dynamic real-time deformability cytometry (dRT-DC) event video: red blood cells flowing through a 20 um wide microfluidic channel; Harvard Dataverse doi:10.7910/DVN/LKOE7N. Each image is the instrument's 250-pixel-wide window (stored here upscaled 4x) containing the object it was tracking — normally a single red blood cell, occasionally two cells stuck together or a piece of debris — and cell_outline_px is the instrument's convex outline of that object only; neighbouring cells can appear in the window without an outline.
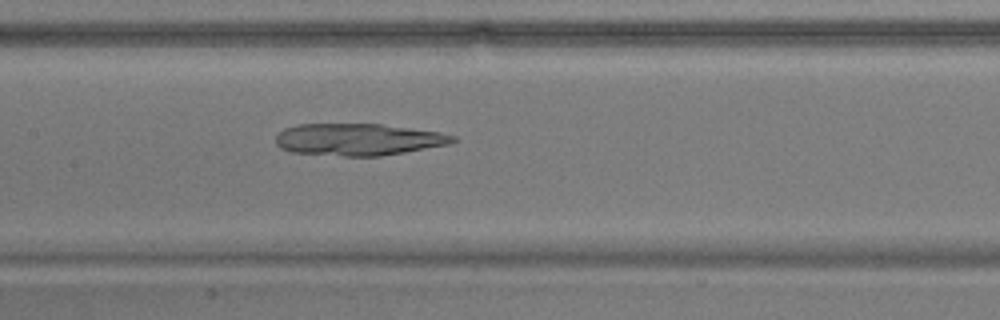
{"species": "common noctule bat (a hibernating species)", "species_latin": "Nyctalus noctula", "temperature_condition": "warm", "stored_images_in_passage": 35, "camera_frame_rate_fps": 3000, "um_per_image_px": 0.085, "animal": {"sex": "male", "body_mass_g": 17.9}, "frame": {"image": 1, "passage_image": 12, "time_ms": 3.667, "image_size_px": [1000, 320], "cell_outline_px": [[460, 140], [448, 144], [404, 152], [380, 156], [344, 156], [288, 152], [280, 148], [276, 144], [276, 136], [284, 128], [296, 124], [380, 124], [440, 132], [456, 136]], "centroid_in_image_um": [30.43, 11.85], "position_along_channel_um": 177.0, "area_um2": 33.06}}
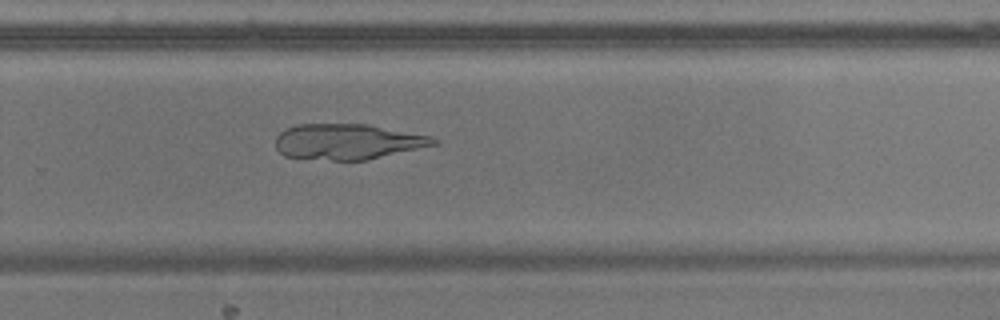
{"frame": {"image": 2, "passage_image": 22, "time_ms": 7.0, "image_size_px": [1000, 320], "cell_outline_px": [[440, 144], [368, 160], [332, 160], [284, 156], [276, 148], [276, 136], [280, 132], [296, 124], [368, 124], [428, 136], [440, 140]], "centroid_in_image_um": [29.57, 12.04], "position_along_channel_um": 300.2, "area_um2": 32.77}}
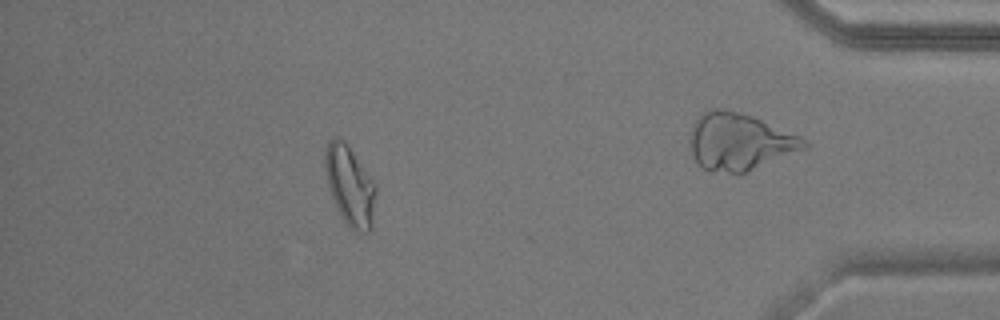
{"frame": {"image": 3, "passage_image": 28, "time_ms": 9.0, "image_size_px": [1000, 320], "cell_outline_px": [[376, 192], [372, 228], [368, 232], [356, 232], [348, 228], [340, 216], [336, 208], [328, 184], [324, 168], [324, 152], [328, 140], [336, 136], [340, 136], [348, 144], [376, 184]], "centroid_in_image_um": [29.73, 15.77], "position_along_channel_um": 405.5, "area_um2": 24.1}}